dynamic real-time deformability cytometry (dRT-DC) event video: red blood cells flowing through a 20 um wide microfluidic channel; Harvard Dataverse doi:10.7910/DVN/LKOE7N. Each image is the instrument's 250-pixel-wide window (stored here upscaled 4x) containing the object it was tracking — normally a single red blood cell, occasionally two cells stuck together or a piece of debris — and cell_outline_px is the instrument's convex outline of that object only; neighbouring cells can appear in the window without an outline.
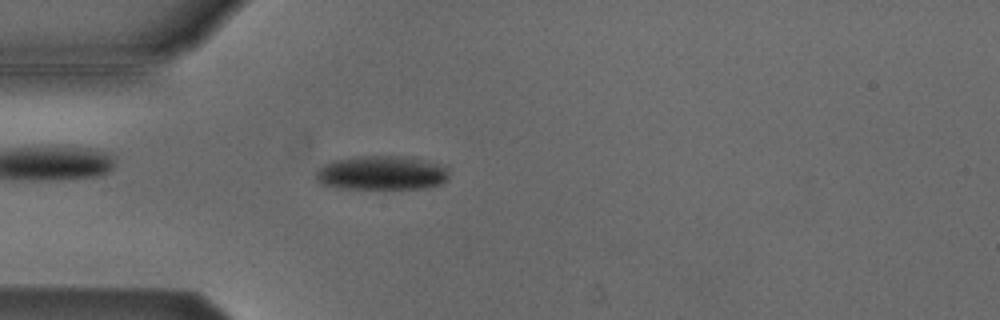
{"species": "Egyptian fruit bat (a non-hibernating species)", "species_latin": "Rousettus aegyptiacus", "temperature_condition": "cold", "stored_images_in_passage": 51, "camera_frame_rate_fps": 3000, "um_per_image_px": 0.085, "animal": {"sex": "male"}, "frame": {"image": 1, "passage_image": 14, "time_ms": 4.333, "image_size_px": [1000, 320], "cell_outline_px": [[448, 180], [440, 184], [424, 188], [336, 188], [320, 184], [316, 180], [316, 172], [324, 164], [332, 160], [360, 156], [408, 156], [448, 164]], "centroid_in_image_um": [32.5, 14.68], "position_along_channel_um": 52.5, "area_um2": 26.93}}
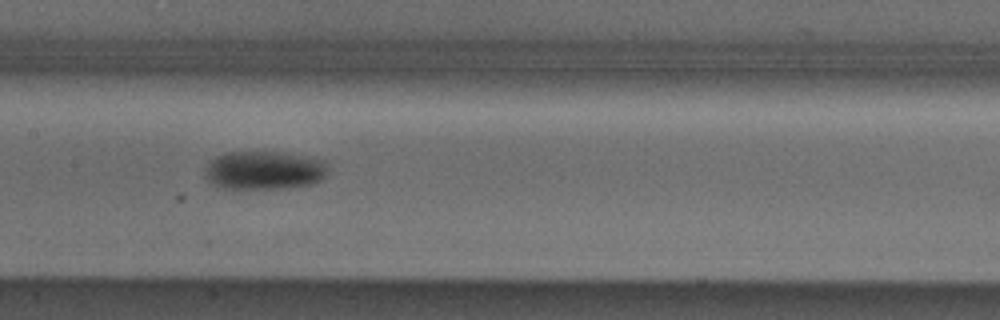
{"frame": {"image": 2, "passage_image": 25, "time_ms": 8.0, "image_size_px": [1000, 320], "cell_outline_px": [[324, 176], [316, 184], [288, 188], [220, 188], [212, 184], [204, 176], [204, 172], [208, 164], [216, 156], [228, 152], [280, 152], [320, 160], [324, 164]], "centroid_in_image_um": [22.38, 14.49], "position_along_channel_um": 185.0, "area_um2": 27.22}}
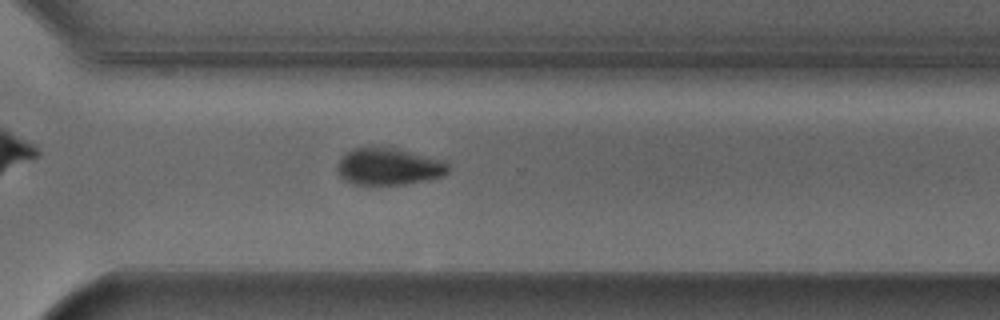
{"frame": {"image": 3, "passage_image": 37, "time_ms": 12.0, "image_size_px": [1000, 320], "cell_outline_px": [[448, 172], [440, 176], [404, 184], [352, 184], [340, 176], [336, 168], [340, 156], [344, 152], [352, 148], [392, 148], [444, 160], [448, 164]], "centroid_in_image_um": [32.97, 14.15], "position_along_channel_um": 337.6, "area_um2": 23.47}, "authors_computed_cell_mechanics": {"area_um2": 24.7962, "velocity_mm_per_s": 3.8249, "shape_relaxation_time_tau1_ms": 1.5221, "shape_relaxation_time_tau2_ms": null, "deformation_change_tau1": 0.0857, "deformation_change_tau2": null}}